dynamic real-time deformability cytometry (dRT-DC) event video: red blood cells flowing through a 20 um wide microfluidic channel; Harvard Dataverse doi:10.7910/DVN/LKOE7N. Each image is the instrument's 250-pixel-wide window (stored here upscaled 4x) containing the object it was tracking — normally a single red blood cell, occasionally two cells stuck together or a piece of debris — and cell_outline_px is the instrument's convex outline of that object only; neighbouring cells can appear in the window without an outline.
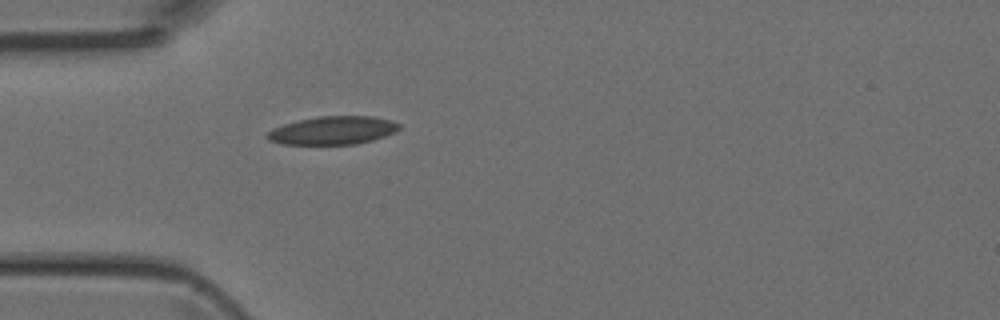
{"species": "Egyptian fruit bat (a non-hibernating species)", "species_latin": "Rousettus aegyptiacus", "temperature_condition": "room temperature", "stored_images_in_passage": 2, "camera_frame_rate_fps": 3000, "um_per_image_px": 0.085, "animal": {"sex": "female"}, "frame": {"image": 1, "passage_image": 2, "time_ms": 0.333, "image_size_px": [1000, 320], "cell_outline_px": [[400, 128], [396, 132], [372, 140], [356, 144], [280, 144], [268, 140], [264, 136], [272, 128], [296, 120], [316, 116], [372, 116], [392, 120], [400, 124]], "centroid_in_image_um": [28.27, 11.08], "position_along_channel_um": 56.7, "area_um2": 21.91}}